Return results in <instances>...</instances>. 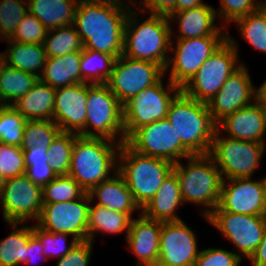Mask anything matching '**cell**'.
Wrapping results in <instances>:
<instances>
[{
    "label": "cell",
    "instance_id": "f1b7e54d",
    "mask_svg": "<svg viewBox=\"0 0 266 266\" xmlns=\"http://www.w3.org/2000/svg\"><path fill=\"white\" fill-rule=\"evenodd\" d=\"M7 52H2L5 64L40 77L47 61L43 44H26L6 39ZM41 73V74H40Z\"/></svg>",
    "mask_w": 266,
    "mask_h": 266
},
{
    "label": "cell",
    "instance_id": "83f0119b",
    "mask_svg": "<svg viewBox=\"0 0 266 266\" xmlns=\"http://www.w3.org/2000/svg\"><path fill=\"white\" fill-rule=\"evenodd\" d=\"M82 51L47 58L39 79L53 88L82 83L80 60Z\"/></svg>",
    "mask_w": 266,
    "mask_h": 266
},
{
    "label": "cell",
    "instance_id": "11a10c76",
    "mask_svg": "<svg viewBox=\"0 0 266 266\" xmlns=\"http://www.w3.org/2000/svg\"><path fill=\"white\" fill-rule=\"evenodd\" d=\"M5 65V61H4V58H3V55H2V52L0 51V78H1V75H2V71H3V66ZM1 101H0V107H1Z\"/></svg>",
    "mask_w": 266,
    "mask_h": 266
},
{
    "label": "cell",
    "instance_id": "b9f144b4",
    "mask_svg": "<svg viewBox=\"0 0 266 266\" xmlns=\"http://www.w3.org/2000/svg\"><path fill=\"white\" fill-rule=\"evenodd\" d=\"M264 4V0H220L219 9H215L217 18L226 29L237 19L256 11ZM227 23V24H226Z\"/></svg>",
    "mask_w": 266,
    "mask_h": 266
},
{
    "label": "cell",
    "instance_id": "681fc988",
    "mask_svg": "<svg viewBox=\"0 0 266 266\" xmlns=\"http://www.w3.org/2000/svg\"><path fill=\"white\" fill-rule=\"evenodd\" d=\"M25 167L34 164H49L47 156L48 147L32 146L28 149H22Z\"/></svg>",
    "mask_w": 266,
    "mask_h": 266
},
{
    "label": "cell",
    "instance_id": "4316f807",
    "mask_svg": "<svg viewBox=\"0 0 266 266\" xmlns=\"http://www.w3.org/2000/svg\"><path fill=\"white\" fill-rule=\"evenodd\" d=\"M80 0H27L28 12L38 18L47 30L74 25Z\"/></svg>",
    "mask_w": 266,
    "mask_h": 266
},
{
    "label": "cell",
    "instance_id": "d590c367",
    "mask_svg": "<svg viewBox=\"0 0 266 266\" xmlns=\"http://www.w3.org/2000/svg\"><path fill=\"white\" fill-rule=\"evenodd\" d=\"M78 134L60 132L48 147L47 156L52 170L58 175H67L71 164L72 148Z\"/></svg>",
    "mask_w": 266,
    "mask_h": 266
},
{
    "label": "cell",
    "instance_id": "9a60e30c",
    "mask_svg": "<svg viewBox=\"0 0 266 266\" xmlns=\"http://www.w3.org/2000/svg\"><path fill=\"white\" fill-rule=\"evenodd\" d=\"M42 194V187L25 174L6 179L0 192L4 222H36L42 211Z\"/></svg>",
    "mask_w": 266,
    "mask_h": 266
},
{
    "label": "cell",
    "instance_id": "74e56055",
    "mask_svg": "<svg viewBox=\"0 0 266 266\" xmlns=\"http://www.w3.org/2000/svg\"><path fill=\"white\" fill-rule=\"evenodd\" d=\"M27 120L11 105L0 107V143L21 146Z\"/></svg>",
    "mask_w": 266,
    "mask_h": 266
},
{
    "label": "cell",
    "instance_id": "4fadbf2b",
    "mask_svg": "<svg viewBox=\"0 0 266 266\" xmlns=\"http://www.w3.org/2000/svg\"><path fill=\"white\" fill-rule=\"evenodd\" d=\"M164 75L165 70L157 63L121 55L115 60L106 85L124 105L140 91L156 84Z\"/></svg>",
    "mask_w": 266,
    "mask_h": 266
},
{
    "label": "cell",
    "instance_id": "f35d334b",
    "mask_svg": "<svg viewBox=\"0 0 266 266\" xmlns=\"http://www.w3.org/2000/svg\"><path fill=\"white\" fill-rule=\"evenodd\" d=\"M60 132L52 120H27L20 147L22 149L32 146L49 147Z\"/></svg>",
    "mask_w": 266,
    "mask_h": 266
},
{
    "label": "cell",
    "instance_id": "484cf974",
    "mask_svg": "<svg viewBox=\"0 0 266 266\" xmlns=\"http://www.w3.org/2000/svg\"><path fill=\"white\" fill-rule=\"evenodd\" d=\"M56 88L40 79L13 106L26 120H52Z\"/></svg>",
    "mask_w": 266,
    "mask_h": 266
},
{
    "label": "cell",
    "instance_id": "cb8c5ba5",
    "mask_svg": "<svg viewBox=\"0 0 266 266\" xmlns=\"http://www.w3.org/2000/svg\"><path fill=\"white\" fill-rule=\"evenodd\" d=\"M88 194L91 202L95 205L106 207L112 211L126 213L131 217L133 212L137 210L141 213V208L135 202L132 192L118 172L94 186Z\"/></svg>",
    "mask_w": 266,
    "mask_h": 266
},
{
    "label": "cell",
    "instance_id": "9c48e42d",
    "mask_svg": "<svg viewBox=\"0 0 266 266\" xmlns=\"http://www.w3.org/2000/svg\"><path fill=\"white\" fill-rule=\"evenodd\" d=\"M265 144L231 139L217 131L209 155L220 170L223 180L252 178L265 154Z\"/></svg>",
    "mask_w": 266,
    "mask_h": 266
},
{
    "label": "cell",
    "instance_id": "ab89813d",
    "mask_svg": "<svg viewBox=\"0 0 266 266\" xmlns=\"http://www.w3.org/2000/svg\"><path fill=\"white\" fill-rule=\"evenodd\" d=\"M32 233L39 239L43 245L42 254L47 258H62L64 257L78 242L77 239L72 238L67 245V237L72 235L55 232L51 233L40 228L36 223L32 225Z\"/></svg>",
    "mask_w": 266,
    "mask_h": 266
},
{
    "label": "cell",
    "instance_id": "30bf717a",
    "mask_svg": "<svg viewBox=\"0 0 266 266\" xmlns=\"http://www.w3.org/2000/svg\"><path fill=\"white\" fill-rule=\"evenodd\" d=\"M164 76L154 85L140 91L123 105L125 140L138 128L166 119L169 106L181 88L170 80L164 88Z\"/></svg>",
    "mask_w": 266,
    "mask_h": 266
},
{
    "label": "cell",
    "instance_id": "c3c4849f",
    "mask_svg": "<svg viewBox=\"0 0 266 266\" xmlns=\"http://www.w3.org/2000/svg\"><path fill=\"white\" fill-rule=\"evenodd\" d=\"M140 3L133 2L134 6L140 9L141 13L157 14L169 16L174 12L176 0H139ZM136 3V4H135ZM149 11V12H148Z\"/></svg>",
    "mask_w": 266,
    "mask_h": 266
},
{
    "label": "cell",
    "instance_id": "277c9868",
    "mask_svg": "<svg viewBox=\"0 0 266 266\" xmlns=\"http://www.w3.org/2000/svg\"><path fill=\"white\" fill-rule=\"evenodd\" d=\"M166 119L193 155L209 154L218 123L207 103L199 102L181 90L172 100Z\"/></svg>",
    "mask_w": 266,
    "mask_h": 266
},
{
    "label": "cell",
    "instance_id": "ffe728a7",
    "mask_svg": "<svg viewBox=\"0 0 266 266\" xmlns=\"http://www.w3.org/2000/svg\"><path fill=\"white\" fill-rule=\"evenodd\" d=\"M87 96L88 83L56 88L52 121L61 132L78 134L85 127Z\"/></svg>",
    "mask_w": 266,
    "mask_h": 266
},
{
    "label": "cell",
    "instance_id": "f6af8a7d",
    "mask_svg": "<svg viewBox=\"0 0 266 266\" xmlns=\"http://www.w3.org/2000/svg\"><path fill=\"white\" fill-rule=\"evenodd\" d=\"M242 259L237 252L221 248L201 249L194 266H240Z\"/></svg>",
    "mask_w": 266,
    "mask_h": 266
},
{
    "label": "cell",
    "instance_id": "4dcf8cb0",
    "mask_svg": "<svg viewBox=\"0 0 266 266\" xmlns=\"http://www.w3.org/2000/svg\"><path fill=\"white\" fill-rule=\"evenodd\" d=\"M7 224L13 230L7 237L0 240V266L25 265L26 246L33 234L32 226L25 222H7Z\"/></svg>",
    "mask_w": 266,
    "mask_h": 266
},
{
    "label": "cell",
    "instance_id": "7402d4cb",
    "mask_svg": "<svg viewBox=\"0 0 266 266\" xmlns=\"http://www.w3.org/2000/svg\"><path fill=\"white\" fill-rule=\"evenodd\" d=\"M162 221L145 217L142 213L130 223L126 244L138 259L136 266H156L160 249Z\"/></svg>",
    "mask_w": 266,
    "mask_h": 266
},
{
    "label": "cell",
    "instance_id": "e575fe53",
    "mask_svg": "<svg viewBox=\"0 0 266 266\" xmlns=\"http://www.w3.org/2000/svg\"><path fill=\"white\" fill-rule=\"evenodd\" d=\"M245 39L255 50L266 53V3L259 9L233 22Z\"/></svg>",
    "mask_w": 266,
    "mask_h": 266
},
{
    "label": "cell",
    "instance_id": "7a4b0ae2",
    "mask_svg": "<svg viewBox=\"0 0 266 266\" xmlns=\"http://www.w3.org/2000/svg\"><path fill=\"white\" fill-rule=\"evenodd\" d=\"M132 7L124 30L122 55L141 61L159 64L164 70L168 64L171 48V28L165 15L149 14L143 21Z\"/></svg>",
    "mask_w": 266,
    "mask_h": 266
},
{
    "label": "cell",
    "instance_id": "f907efd6",
    "mask_svg": "<svg viewBox=\"0 0 266 266\" xmlns=\"http://www.w3.org/2000/svg\"><path fill=\"white\" fill-rule=\"evenodd\" d=\"M42 251L43 245L40 243L39 239L34 234H32L26 246L27 262L25 263V265L33 263L36 264L39 259L47 260V258L42 254Z\"/></svg>",
    "mask_w": 266,
    "mask_h": 266
},
{
    "label": "cell",
    "instance_id": "bcb514c9",
    "mask_svg": "<svg viewBox=\"0 0 266 266\" xmlns=\"http://www.w3.org/2000/svg\"><path fill=\"white\" fill-rule=\"evenodd\" d=\"M93 243L89 240L78 241L56 266H88L92 255Z\"/></svg>",
    "mask_w": 266,
    "mask_h": 266
},
{
    "label": "cell",
    "instance_id": "ba28073f",
    "mask_svg": "<svg viewBox=\"0 0 266 266\" xmlns=\"http://www.w3.org/2000/svg\"><path fill=\"white\" fill-rule=\"evenodd\" d=\"M86 107L85 127L78 135L107 138L120 144L126 141L123 126V105L106 84L88 83Z\"/></svg>",
    "mask_w": 266,
    "mask_h": 266
},
{
    "label": "cell",
    "instance_id": "60d3db41",
    "mask_svg": "<svg viewBox=\"0 0 266 266\" xmlns=\"http://www.w3.org/2000/svg\"><path fill=\"white\" fill-rule=\"evenodd\" d=\"M28 13L27 0H0V40L9 39Z\"/></svg>",
    "mask_w": 266,
    "mask_h": 266
},
{
    "label": "cell",
    "instance_id": "44dd1931",
    "mask_svg": "<svg viewBox=\"0 0 266 266\" xmlns=\"http://www.w3.org/2000/svg\"><path fill=\"white\" fill-rule=\"evenodd\" d=\"M218 131L235 140L265 143L266 108L256 99L218 123Z\"/></svg>",
    "mask_w": 266,
    "mask_h": 266
},
{
    "label": "cell",
    "instance_id": "7dc6e473",
    "mask_svg": "<svg viewBox=\"0 0 266 266\" xmlns=\"http://www.w3.org/2000/svg\"><path fill=\"white\" fill-rule=\"evenodd\" d=\"M25 175L33 184L44 187L58 175L52 170L50 164H34L26 167Z\"/></svg>",
    "mask_w": 266,
    "mask_h": 266
},
{
    "label": "cell",
    "instance_id": "6da1fadb",
    "mask_svg": "<svg viewBox=\"0 0 266 266\" xmlns=\"http://www.w3.org/2000/svg\"><path fill=\"white\" fill-rule=\"evenodd\" d=\"M123 0H80L75 13L74 26L84 49L114 56L123 53L124 30L128 13L134 6Z\"/></svg>",
    "mask_w": 266,
    "mask_h": 266
},
{
    "label": "cell",
    "instance_id": "816d5d0a",
    "mask_svg": "<svg viewBox=\"0 0 266 266\" xmlns=\"http://www.w3.org/2000/svg\"><path fill=\"white\" fill-rule=\"evenodd\" d=\"M248 260L252 266H266V227L260 244Z\"/></svg>",
    "mask_w": 266,
    "mask_h": 266
},
{
    "label": "cell",
    "instance_id": "836d02e7",
    "mask_svg": "<svg viewBox=\"0 0 266 266\" xmlns=\"http://www.w3.org/2000/svg\"><path fill=\"white\" fill-rule=\"evenodd\" d=\"M43 46L48 58L61 57L84 49L83 42L74 25L48 30Z\"/></svg>",
    "mask_w": 266,
    "mask_h": 266
},
{
    "label": "cell",
    "instance_id": "f5cc1de1",
    "mask_svg": "<svg viewBox=\"0 0 266 266\" xmlns=\"http://www.w3.org/2000/svg\"><path fill=\"white\" fill-rule=\"evenodd\" d=\"M202 5H206L203 0H176L174 12H181Z\"/></svg>",
    "mask_w": 266,
    "mask_h": 266
},
{
    "label": "cell",
    "instance_id": "d6a6232c",
    "mask_svg": "<svg viewBox=\"0 0 266 266\" xmlns=\"http://www.w3.org/2000/svg\"><path fill=\"white\" fill-rule=\"evenodd\" d=\"M116 58L95 50L83 49L80 60L82 83L106 84Z\"/></svg>",
    "mask_w": 266,
    "mask_h": 266
},
{
    "label": "cell",
    "instance_id": "8992f818",
    "mask_svg": "<svg viewBox=\"0 0 266 266\" xmlns=\"http://www.w3.org/2000/svg\"><path fill=\"white\" fill-rule=\"evenodd\" d=\"M173 165L168 160L137 153L124 142L118 153L117 172L125 180L135 202L142 209L172 172Z\"/></svg>",
    "mask_w": 266,
    "mask_h": 266
},
{
    "label": "cell",
    "instance_id": "603a6c76",
    "mask_svg": "<svg viewBox=\"0 0 266 266\" xmlns=\"http://www.w3.org/2000/svg\"><path fill=\"white\" fill-rule=\"evenodd\" d=\"M168 19L171 26L178 21V32L176 34L171 30V37H173L171 39H190L202 36H227L229 33V30L226 31L225 27L221 24L217 25L215 21H217L218 18L215 8L208 4L181 12H173L168 16ZM173 34H176V36H173Z\"/></svg>",
    "mask_w": 266,
    "mask_h": 266
},
{
    "label": "cell",
    "instance_id": "1f68e13d",
    "mask_svg": "<svg viewBox=\"0 0 266 266\" xmlns=\"http://www.w3.org/2000/svg\"><path fill=\"white\" fill-rule=\"evenodd\" d=\"M39 77L20 69L3 66L0 78L1 105H12L25 95L38 81Z\"/></svg>",
    "mask_w": 266,
    "mask_h": 266
},
{
    "label": "cell",
    "instance_id": "2e32d148",
    "mask_svg": "<svg viewBox=\"0 0 266 266\" xmlns=\"http://www.w3.org/2000/svg\"><path fill=\"white\" fill-rule=\"evenodd\" d=\"M90 202L86 192L72 201L43 204L36 223L48 232L66 233L78 241H86Z\"/></svg>",
    "mask_w": 266,
    "mask_h": 266
},
{
    "label": "cell",
    "instance_id": "8fae6325",
    "mask_svg": "<svg viewBox=\"0 0 266 266\" xmlns=\"http://www.w3.org/2000/svg\"><path fill=\"white\" fill-rule=\"evenodd\" d=\"M227 39V36H202L171 40L170 57L165 68L169 80L182 88ZM173 44V45H172ZM175 44V45H174ZM171 68V69H170Z\"/></svg>",
    "mask_w": 266,
    "mask_h": 266
},
{
    "label": "cell",
    "instance_id": "e0dca14e",
    "mask_svg": "<svg viewBox=\"0 0 266 266\" xmlns=\"http://www.w3.org/2000/svg\"><path fill=\"white\" fill-rule=\"evenodd\" d=\"M213 211L266 216V190L262 178L257 181L252 178L223 180L220 201Z\"/></svg>",
    "mask_w": 266,
    "mask_h": 266
},
{
    "label": "cell",
    "instance_id": "7c38bea8",
    "mask_svg": "<svg viewBox=\"0 0 266 266\" xmlns=\"http://www.w3.org/2000/svg\"><path fill=\"white\" fill-rule=\"evenodd\" d=\"M125 143L137 153L178 163L193 155L177 136L167 119L158 120L135 130Z\"/></svg>",
    "mask_w": 266,
    "mask_h": 266
},
{
    "label": "cell",
    "instance_id": "ee69618b",
    "mask_svg": "<svg viewBox=\"0 0 266 266\" xmlns=\"http://www.w3.org/2000/svg\"><path fill=\"white\" fill-rule=\"evenodd\" d=\"M25 171L22 148L0 143V175L6 180L21 176Z\"/></svg>",
    "mask_w": 266,
    "mask_h": 266
},
{
    "label": "cell",
    "instance_id": "ac0fdd59",
    "mask_svg": "<svg viewBox=\"0 0 266 266\" xmlns=\"http://www.w3.org/2000/svg\"><path fill=\"white\" fill-rule=\"evenodd\" d=\"M197 236L184 221L163 222L156 266H194L201 250Z\"/></svg>",
    "mask_w": 266,
    "mask_h": 266
},
{
    "label": "cell",
    "instance_id": "f546056e",
    "mask_svg": "<svg viewBox=\"0 0 266 266\" xmlns=\"http://www.w3.org/2000/svg\"><path fill=\"white\" fill-rule=\"evenodd\" d=\"M132 219L133 217L126 213L112 211L106 207L95 205L93 202H90L87 225V240L94 243V239L97 235L96 233H107L114 235L124 232L127 238Z\"/></svg>",
    "mask_w": 266,
    "mask_h": 266
},
{
    "label": "cell",
    "instance_id": "9f6ffc18",
    "mask_svg": "<svg viewBox=\"0 0 266 266\" xmlns=\"http://www.w3.org/2000/svg\"><path fill=\"white\" fill-rule=\"evenodd\" d=\"M4 183H5V178L2 175H0V192Z\"/></svg>",
    "mask_w": 266,
    "mask_h": 266
},
{
    "label": "cell",
    "instance_id": "d6986e66",
    "mask_svg": "<svg viewBox=\"0 0 266 266\" xmlns=\"http://www.w3.org/2000/svg\"><path fill=\"white\" fill-rule=\"evenodd\" d=\"M248 72L250 71L247 66L242 65L207 103L208 110L213 114L217 123L257 99V87L253 85Z\"/></svg>",
    "mask_w": 266,
    "mask_h": 266
},
{
    "label": "cell",
    "instance_id": "6f0895ef",
    "mask_svg": "<svg viewBox=\"0 0 266 266\" xmlns=\"http://www.w3.org/2000/svg\"><path fill=\"white\" fill-rule=\"evenodd\" d=\"M263 182H264V187H265V190H266V176L262 178Z\"/></svg>",
    "mask_w": 266,
    "mask_h": 266
},
{
    "label": "cell",
    "instance_id": "5b68a950",
    "mask_svg": "<svg viewBox=\"0 0 266 266\" xmlns=\"http://www.w3.org/2000/svg\"><path fill=\"white\" fill-rule=\"evenodd\" d=\"M173 165L184 204H197L206 218L219 204L223 178L209 154H194ZM205 207V208H204Z\"/></svg>",
    "mask_w": 266,
    "mask_h": 266
},
{
    "label": "cell",
    "instance_id": "5bb4252c",
    "mask_svg": "<svg viewBox=\"0 0 266 266\" xmlns=\"http://www.w3.org/2000/svg\"><path fill=\"white\" fill-rule=\"evenodd\" d=\"M205 219L235 245L242 260L243 256L249 259L255 252L266 227V216L212 211Z\"/></svg>",
    "mask_w": 266,
    "mask_h": 266
},
{
    "label": "cell",
    "instance_id": "db71d44e",
    "mask_svg": "<svg viewBox=\"0 0 266 266\" xmlns=\"http://www.w3.org/2000/svg\"><path fill=\"white\" fill-rule=\"evenodd\" d=\"M257 100L266 108V80L257 88Z\"/></svg>",
    "mask_w": 266,
    "mask_h": 266
},
{
    "label": "cell",
    "instance_id": "d4e9b609",
    "mask_svg": "<svg viewBox=\"0 0 266 266\" xmlns=\"http://www.w3.org/2000/svg\"><path fill=\"white\" fill-rule=\"evenodd\" d=\"M184 205L179 181L172 171L162 182L157 193L141 209V213L150 219L162 222L181 221L177 209Z\"/></svg>",
    "mask_w": 266,
    "mask_h": 266
},
{
    "label": "cell",
    "instance_id": "52a82bcc",
    "mask_svg": "<svg viewBox=\"0 0 266 266\" xmlns=\"http://www.w3.org/2000/svg\"><path fill=\"white\" fill-rule=\"evenodd\" d=\"M238 52V42L230 34H227V39L205 60L181 90L199 102L208 103L226 80L244 65L243 62H239Z\"/></svg>",
    "mask_w": 266,
    "mask_h": 266
},
{
    "label": "cell",
    "instance_id": "3957f363",
    "mask_svg": "<svg viewBox=\"0 0 266 266\" xmlns=\"http://www.w3.org/2000/svg\"><path fill=\"white\" fill-rule=\"evenodd\" d=\"M121 145L107 138L78 135L72 148L67 175L72 177L85 192H89L94 186L117 172Z\"/></svg>",
    "mask_w": 266,
    "mask_h": 266
},
{
    "label": "cell",
    "instance_id": "8d00e7d4",
    "mask_svg": "<svg viewBox=\"0 0 266 266\" xmlns=\"http://www.w3.org/2000/svg\"><path fill=\"white\" fill-rule=\"evenodd\" d=\"M42 203L68 202L81 198L85 190L70 176L60 175L42 188Z\"/></svg>",
    "mask_w": 266,
    "mask_h": 266
},
{
    "label": "cell",
    "instance_id": "7bdbcfd3",
    "mask_svg": "<svg viewBox=\"0 0 266 266\" xmlns=\"http://www.w3.org/2000/svg\"><path fill=\"white\" fill-rule=\"evenodd\" d=\"M47 31L41 21L28 12L9 40L26 44H43Z\"/></svg>",
    "mask_w": 266,
    "mask_h": 266
}]
</instances>
